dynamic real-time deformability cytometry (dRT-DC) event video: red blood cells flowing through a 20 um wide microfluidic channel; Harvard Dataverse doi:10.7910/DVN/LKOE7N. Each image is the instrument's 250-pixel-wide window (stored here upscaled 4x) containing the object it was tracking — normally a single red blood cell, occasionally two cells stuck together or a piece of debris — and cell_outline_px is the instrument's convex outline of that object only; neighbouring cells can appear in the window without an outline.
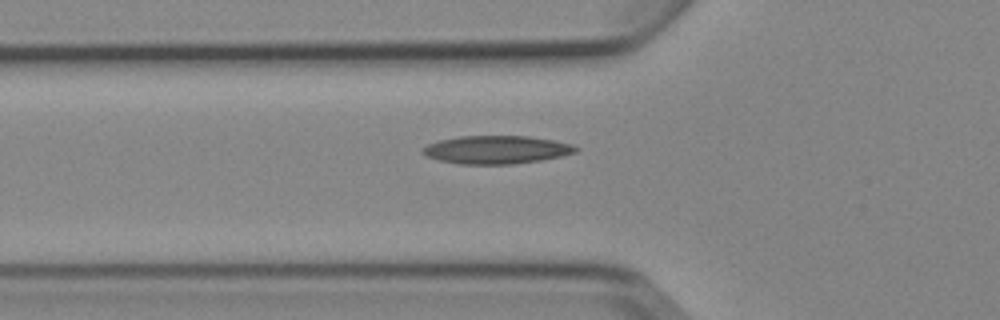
{"species": "Egyptian fruit bat (a non-hibernating species)", "species_latin": "Rousettus aegyptiacus", "temperature_condition": "cold", "stored_images_in_passage": 5, "camera_frame_rate_fps": 3000, "um_per_image_px": 0.085, "animal": {"sex": "female"}, "frame": {"image": 1, "passage_image": 5, "time_ms": 5.667, "image_size_px": [1000, 320], "cell_outline_px": [[580, 148], [576, 152], [560, 156], [540, 160], [512, 164], [460, 164], [440, 160], [428, 156], [420, 152], [420, 148], [428, 144], [440, 140], [460, 136], [528, 136], [552, 140], [572, 144]], "centroid_in_image_um": [42.18, 12.72], "position_along_channel_um": 83.6, "area_um2": 24.97}}